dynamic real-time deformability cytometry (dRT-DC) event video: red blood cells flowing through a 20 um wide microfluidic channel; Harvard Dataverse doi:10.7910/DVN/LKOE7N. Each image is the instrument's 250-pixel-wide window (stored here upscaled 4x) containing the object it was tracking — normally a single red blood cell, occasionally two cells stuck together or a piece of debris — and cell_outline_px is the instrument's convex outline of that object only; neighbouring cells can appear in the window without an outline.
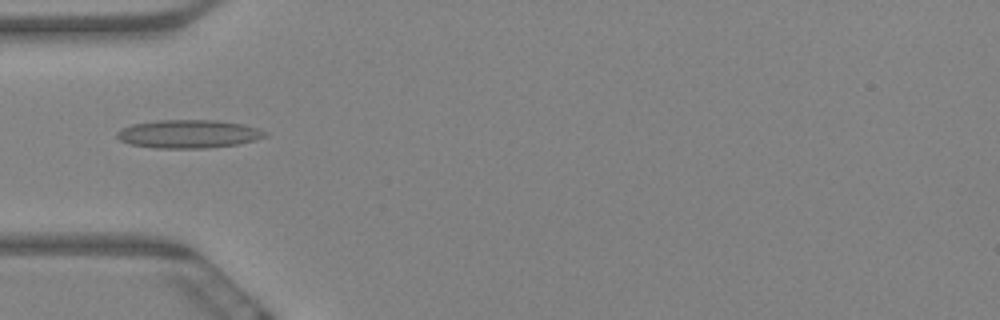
{"species": "Egyptian fruit bat (a non-hibernating species)", "species_latin": "Rousettus aegyptiacus", "temperature_condition": "warm", "stored_images_in_passage": 6, "camera_frame_rate_fps": 3000, "um_per_image_px": 0.085, "animal": {"sex": "female"}, "frame": {"image": 1, "passage_image": 6, "time_ms": 1.667, "image_size_px": [1000, 320], "cell_outline_px": [[268, 136], [256, 140], [236, 144], [204, 148], [156, 148], [128, 144], [120, 140], [116, 136], [116, 132], [120, 128], [132, 124], [156, 120], [216, 120], [244, 124], [260, 128], [268, 132]], "centroid_in_image_um": [16.03, 11.38], "position_along_channel_um": 69.0, "area_um2": 24.68}}